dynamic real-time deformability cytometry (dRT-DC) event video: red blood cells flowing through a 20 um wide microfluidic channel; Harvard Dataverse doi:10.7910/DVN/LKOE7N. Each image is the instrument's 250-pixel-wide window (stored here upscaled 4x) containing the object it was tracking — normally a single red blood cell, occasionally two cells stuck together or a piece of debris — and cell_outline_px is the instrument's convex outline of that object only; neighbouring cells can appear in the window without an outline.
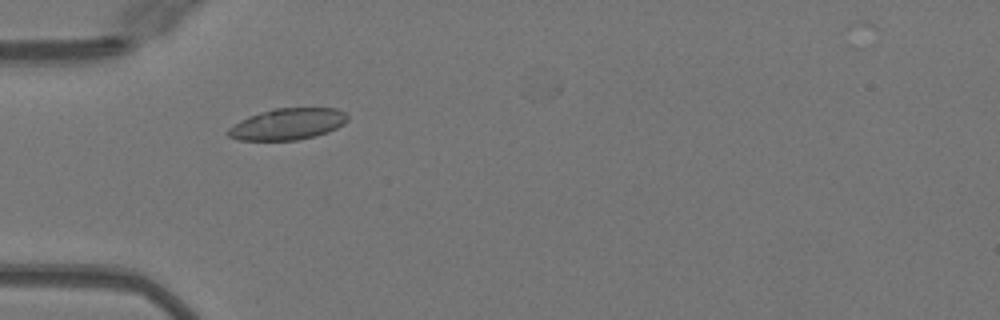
{"species": "Egyptian fruit bat (a non-hibernating species)", "species_latin": "Rousettus aegyptiacus", "temperature_condition": "warm", "stored_images_in_passage": 21, "camera_frame_rate_fps": 3000, "um_per_image_px": 0.085, "animal": {"sex": "female"}, "frame": {"image": 1, "passage_image": 5, "time_ms": 1.333, "image_size_px": [1000, 320], "cell_outline_px": [[348, 120], [344, 124], [328, 132], [316, 136], [296, 140], [236, 140], [228, 136], [224, 132], [228, 128], [240, 120], [248, 116], [272, 108], [336, 108], [344, 112], [348, 116]], "centroid_in_image_um": [24.42, 10.55], "position_along_channel_um": 60.6, "area_um2": 22.08}}
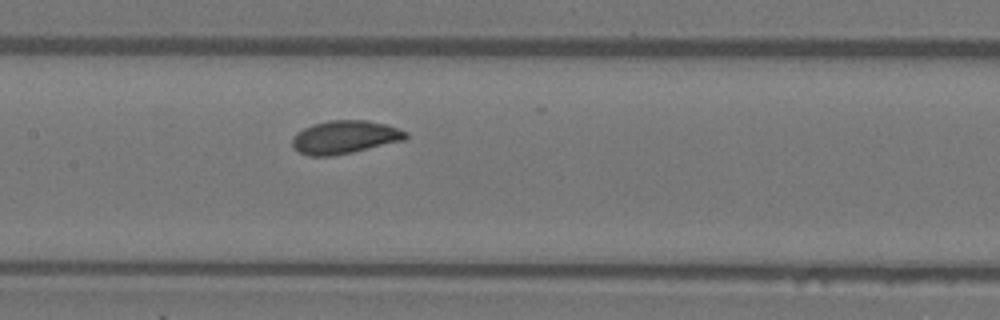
{"frame": {"image": 2, "passage_image": 14, "time_ms": 4.333, "image_size_px": [1000, 320], "cell_outline_px": [[408, 136], [404, 140], [352, 152], [332, 156], [308, 156], [300, 152], [292, 144], [292, 136], [296, 132], [312, 124], [328, 120], [368, 120], [384, 124], [408, 132]], "centroid_in_image_um": [29.28, 11.65], "position_along_channel_um": 178.1, "area_um2": 21.85}}
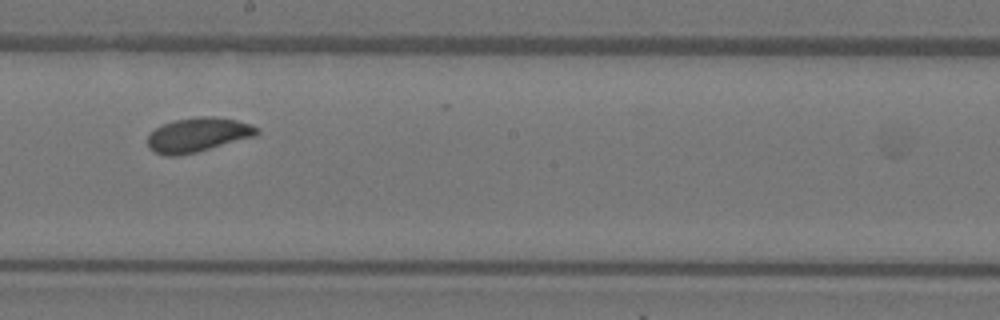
{"frame": {"image": 3, "passage_image": 18, "time_ms": 5.667, "image_size_px": [1000, 320], "cell_outline_px": [[260, 132], [256, 136], [196, 152], [176, 156], [164, 156], [148, 148], [148, 136], [160, 124], [172, 120], [200, 116], [212, 116], [236, 120], [252, 124], [260, 128]], "centroid_in_image_um": [16.83, 11.45], "position_along_channel_um": 231.4, "area_um2": 22.02}}